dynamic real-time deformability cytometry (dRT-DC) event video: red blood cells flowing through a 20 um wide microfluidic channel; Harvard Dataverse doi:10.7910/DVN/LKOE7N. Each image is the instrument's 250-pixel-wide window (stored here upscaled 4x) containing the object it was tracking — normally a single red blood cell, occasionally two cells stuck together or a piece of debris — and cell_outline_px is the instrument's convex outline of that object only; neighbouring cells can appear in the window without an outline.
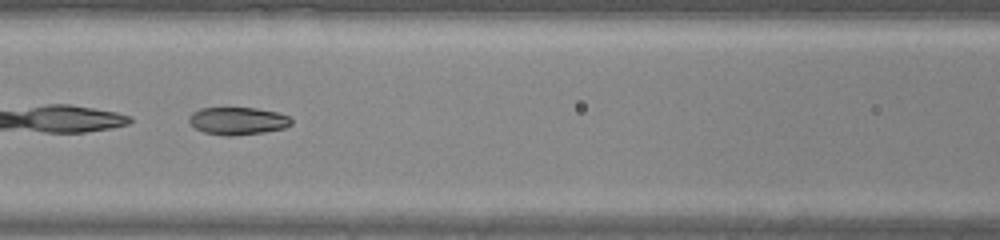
{"species": "common noctule bat (a hibernating species)", "species_latin": "Nyctalus noctula", "temperature_condition": "warm", "stored_images_in_passage": 30, "camera_frame_rate_fps": 3000, "um_per_image_px": 0.085, "animal": {"sex": "male", "body_mass_g": 20.0, "forearm_length_mm": 53.3}, "frame": {"image": 1, "passage_image": 6, "time_ms": 1.667, "image_size_px": [1000, 240], "cell_outline_px": [[292, 124], [284, 128], [264, 132], [228, 136], [224, 136], [204, 132], [196, 128], [188, 120], [188, 116], [192, 112], [200, 108], [256, 108], [276, 112], [288, 116], [292, 120]], "centroid_in_image_um": [20.19, 10.27], "position_along_channel_um": 146.4, "area_um2": 16.36}}
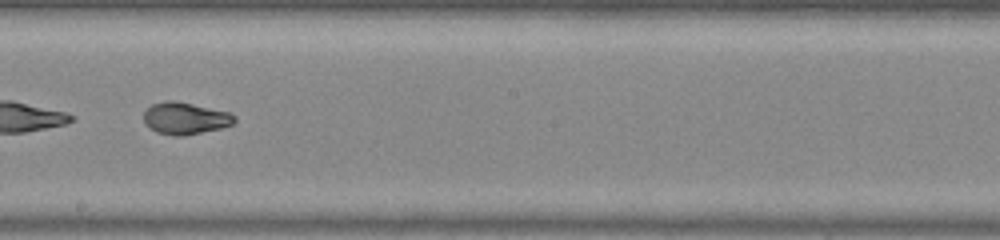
{"frame": {"image": 2, "passage_image": 12, "time_ms": 3.667, "image_size_px": [1000, 240], "cell_outline_px": [[236, 120], [232, 124], [220, 128], [184, 136], [172, 136], [156, 132], [148, 128], [144, 124], [144, 112], [152, 104], [164, 100], [172, 100], [232, 112], [236, 116]], "centroid_in_image_um": [15.73, 10.06], "position_along_channel_um": 232.5, "area_um2": 17.11}}
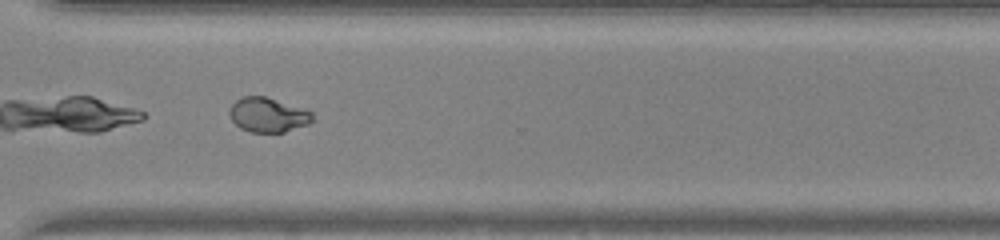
{"frame": {"image": 3, "passage_image": 20, "time_ms": 6.333, "image_size_px": [1000, 240], "cell_outline_px": [[316, 120], [308, 124], [284, 132], [252, 132], [240, 128], [232, 120], [228, 112], [232, 104], [236, 100], [244, 96], [264, 96], [304, 108], [312, 112]], "centroid_in_image_um": [22.8, 9.76], "position_along_channel_um": 347.8, "area_um2": 16.76}, "authors_computed_cell_mechanics": {"area_um2": 17.1088, "velocity_mm_per_s": 4.3209, "shape_relaxation_time_tau1_ms": 6.008, "shape_relaxation_time_tau2_ms": 1.1314, "deformation_change_tau1": 0.2236, "deformation_change_tau2": 0.0485}}